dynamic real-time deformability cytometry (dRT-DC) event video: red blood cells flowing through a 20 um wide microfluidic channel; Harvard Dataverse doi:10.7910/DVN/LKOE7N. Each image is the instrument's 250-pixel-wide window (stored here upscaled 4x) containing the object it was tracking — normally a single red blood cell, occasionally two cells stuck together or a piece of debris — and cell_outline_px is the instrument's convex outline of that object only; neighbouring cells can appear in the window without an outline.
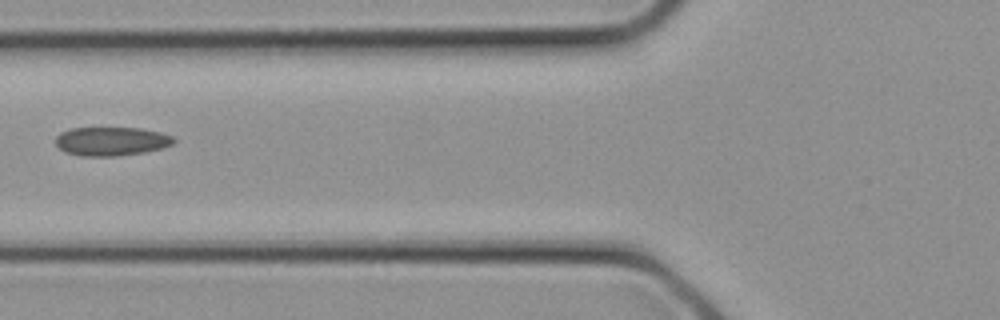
{"species": "common noctule bat (a hibernating species)", "species_latin": "Nyctalus noctula", "temperature_condition": "cold", "stored_images_in_passage": 4, "camera_frame_rate_fps": 3000, "um_per_image_px": 0.085, "animal": {"sex": "female", "body_mass_g": 21.9}, "frame": {"image": 1, "passage_image": 4, "time_ms": 1.0, "image_size_px": [1000, 320], "cell_outline_px": [[176, 140], [172, 144], [164, 148], [144, 152], [116, 156], [80, 156], [64, 152], [56, 144], [56, 136], [60, 132], [72, 128], [140, 128], [160, 132], [172, 136]], "centroid_in_image_um": [9.46, 12.01], "position_along_channel_um": 116.3, "area_um2": 19.88}}